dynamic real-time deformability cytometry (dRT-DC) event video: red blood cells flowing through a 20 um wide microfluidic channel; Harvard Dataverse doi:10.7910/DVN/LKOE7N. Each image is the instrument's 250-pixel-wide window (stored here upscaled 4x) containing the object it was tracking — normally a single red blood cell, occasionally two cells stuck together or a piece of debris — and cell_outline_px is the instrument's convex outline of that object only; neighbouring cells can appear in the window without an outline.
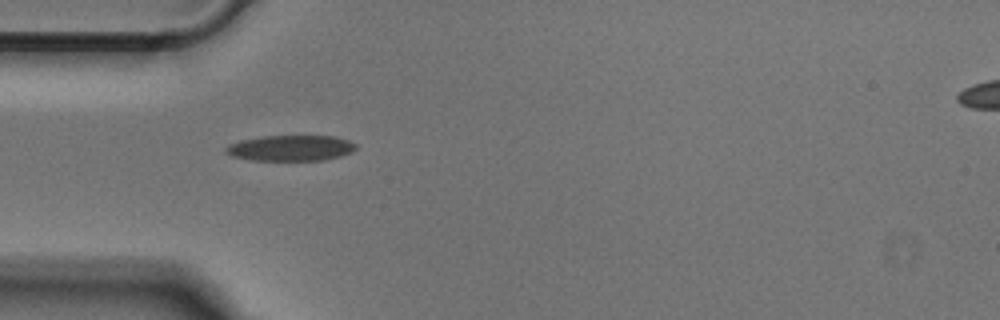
{"species": "Egyptian fruit bat (a non-hibernating species)", "species_latin": "Rousettus aegyptiacus", "temperature_condition": "cold", "stored_images_in_passage": 37, "camera_frame_rate_fps": 3000, "um_per_image_px": 0.085, "animal": {"sex": "male"}, "frame": {"image": 1, "passage_image": 1, "time_ms": 0.0, "image_size_px": [1000, 320], "cell_outline_px": [[356, 148], [352, 152], [340, 156], [324, 160], [252, 160], [232, 156], [224, 152], [224, 148], [228, 144], [240, 140], [264, 136], [332, 136], [348, 140], [356, 144]], "centroid_in_image_um": [24.68, 12.58], "position_along_channel_um": 60.3, "area_um2": 19.48}}
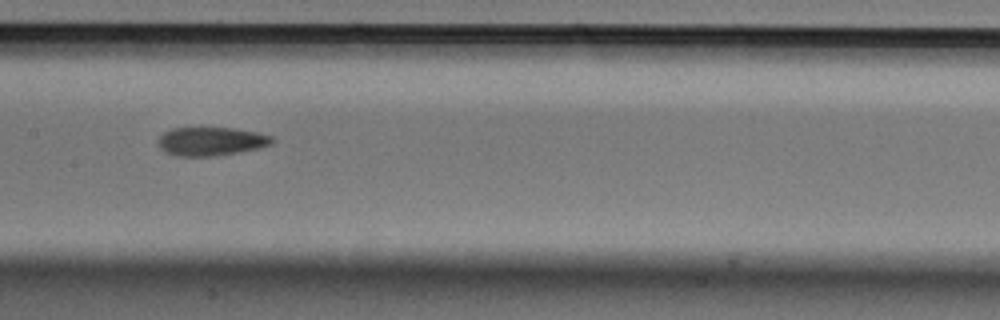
{"frame": {"image": 2, "passage_image": 11, "time_ms": 3.333, "image_size_px": [1000, 320], "cell_outline_px": [[276, 140], [272, 144], [260, 148], [240, 152], [216, 156], [176, 156], [164, 152], [160, 148], [160, 136], [164, 132], [172, 128], [200, 124], [232, 128], [256, 132], [272, 136]], "centroid_in_image_um": [17.94, 11.97], "position_along_channel_um": 189.5, "area_um2": 19.88}}
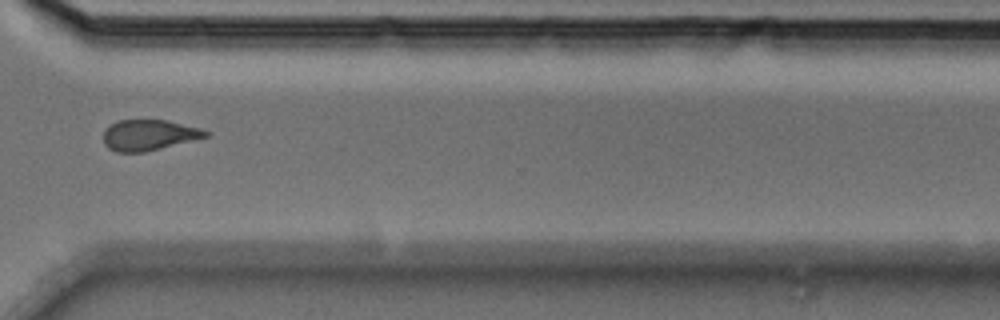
{"frame": {"image": 3, "passage_image": 24, "time_ms": 7.667, "image_size_px": [1000, 320], "cell_outline_px": [[208, 136], [144, 152], [116, 152], [108, 148], [104, 144], [104, 132], [112, 124], [120, 120], [168, 120], [200, 128], [208, 132]], "centroid_in_image_um": [12.64, 11.48], "position_along_channel_um": 358.0, "area_um2": 17.98}}